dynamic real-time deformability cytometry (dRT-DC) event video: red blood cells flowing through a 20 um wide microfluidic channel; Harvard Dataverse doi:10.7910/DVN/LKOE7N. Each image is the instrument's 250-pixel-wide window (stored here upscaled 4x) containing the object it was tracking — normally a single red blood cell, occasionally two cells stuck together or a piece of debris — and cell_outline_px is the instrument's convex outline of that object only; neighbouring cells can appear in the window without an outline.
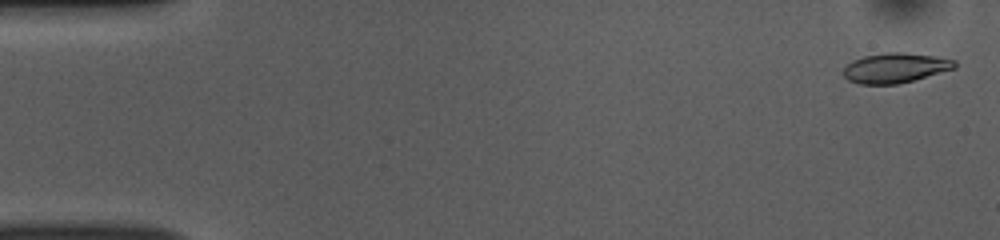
{"species": "common noctule bat (a hibernating species)", "species_latin": "Nyctalus noctula", "temperature_condition": "room temperature", "stored_images_in_passage": 52, "camera_frame_rate_fps": 3000, "um_per_image_px": 0.085, "animal": {"sex": "female", "body_mass_g": 10.0, "forearm_length_mm": 53.1}, "frame": {"image": 1, "passage_image": 2, "time_ms": 0.333, "image_size_px": [1000, 240], "cell_outline_px": [[956, 68], [912, 80], [896, 84], [860, 84], [848, 80], [844, 76], [844, 68], [852, 60], [864, 56], [884, 52], [904, 52], [936, 56], [956, 60]], "centroid_in_image_um": [76.1, 5.76], "position_along_channel_um": 8.9, "area_um2": 19.31}}
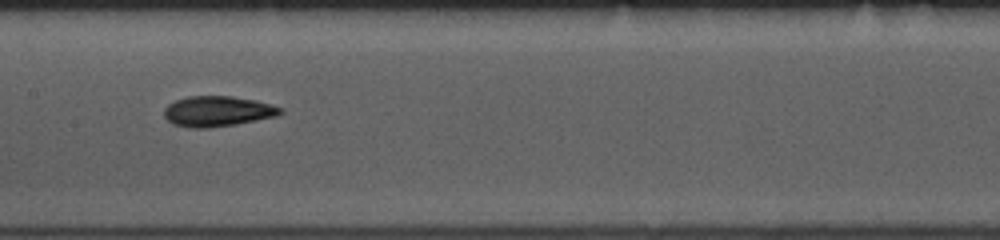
{"frame": {"image": 2, "passage_image": 26, "time_ms": 8.333, "image_size_px": [1000, 240], "cell_outline_px": [[284, 112], [276, 116], [236, 124], [208, 128], [188, 128], [172, 124], [164, 116], [164, 108], [168, 104], [176, 100], [188, 96], [232, 96], [256, 100], [272, 104], [284, 108]], "centroid_in_image_um": [18.5, 9.46], "position_along_channel_um": 188.9, "area_um2": 20.81}}
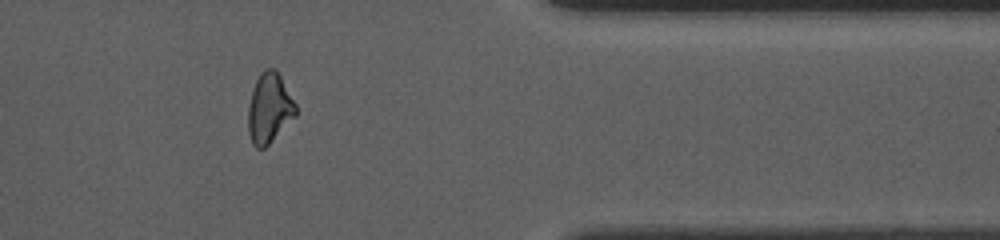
{"frame": {"image": 3, "passage_image": 43, "time_ms": 14.0, "image_size_px": [1000, 240], "cell_outline_px": [[296, 116], [264, 148], [256, 148], [252, 144], [248, 132], [248, 104], [256, 80], [260, 72], [268, 68], [276, 68], [296, 104]], "centroid_in_image_um": [22.88, 9.19], "position_along_channel_um": 388.5, "area_um2": 19.36}, "authors_computed_cell_mechanics": {"area_um2": 19.652, "velocity_mm_per_s": 3.8603, "shape_relaxation_time_tau1_ms": 4.5471, "shape_relaxation_time_tau2_ms": 3.0761, "deformation_change_tau1": 0.1754, "deformation_change_tau2": 0.099}}